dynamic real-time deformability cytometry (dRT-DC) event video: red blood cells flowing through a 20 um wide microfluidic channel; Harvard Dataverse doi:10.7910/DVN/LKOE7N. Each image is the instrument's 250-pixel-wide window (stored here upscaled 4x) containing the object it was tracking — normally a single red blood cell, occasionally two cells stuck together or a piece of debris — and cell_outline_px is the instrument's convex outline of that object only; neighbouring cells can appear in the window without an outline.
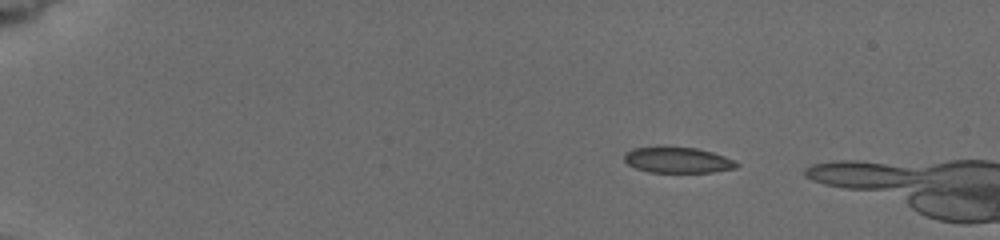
{"species": "common noctule bat (a hibernating species)", "species_latin": "Nyctalus noctula", "temperature_condition": "cold", "stored_images_in_passage": 6, "camera_frame_rate_fps": 3000, "um_per_image_px": 0.085, "animal": {"sex": "female", "body_mass_g": 19.5, "forearm_length_mm": 54.1}, "frame": {"image": 1, "passage_image": 2, "time_ms": 1.667, "image_size_px": [1000, 240], "cell_outline_px": [[740, 164], [736, 168], [712, 172], [648, 172], [636, 168], [628, 164], [624, 160], [624, 156], [628, 152], [636, 148], [696, 148], [712, 152], [724, 156]], "centroid_in_image_um": [57.64, 13.63], "position_along_channel_um": 27.4, "area_um2": 16.36}}